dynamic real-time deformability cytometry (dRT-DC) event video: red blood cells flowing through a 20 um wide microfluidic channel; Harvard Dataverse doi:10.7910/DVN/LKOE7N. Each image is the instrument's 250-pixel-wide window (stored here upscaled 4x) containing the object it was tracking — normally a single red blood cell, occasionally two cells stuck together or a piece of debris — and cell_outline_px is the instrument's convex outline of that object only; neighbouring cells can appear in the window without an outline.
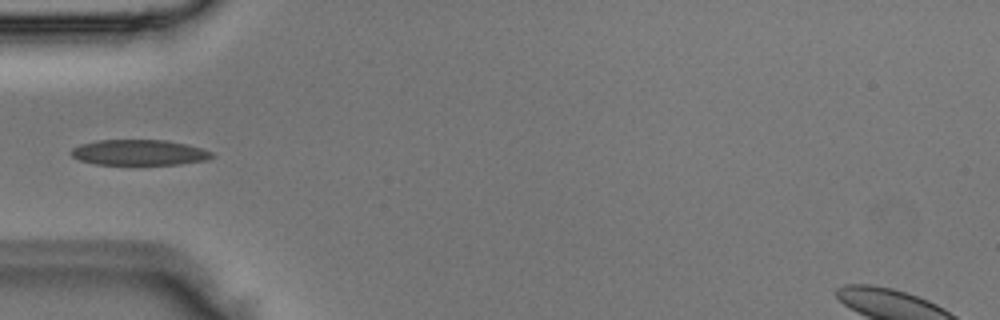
{"species": "Egyptian fruit bat (a non-hibernating species)", "species_latin": "Rousettus aegyptiacus", "temperature_condition": "room temperature", "stored_images_in_passage": 5, "camera_frame_rate_fps": 3000, "um_per_image_px": 0.085, "animal": {"sex": "male"}, "frame": {"image": 1, "passage_image": 5, "time_ms": 1.333, "image_size_px": [1000, 320], "cell_outline_px": [[216, 156], [208, 160], [180, 164], [96, 164], [80, 160], [72, 156], [68, 152], [72, 148], [80, 144], [96, 140], [168, 140], [188, 144], [212, 152]], "centroid_in_image_um": [11.84, 12.95], "position_along_channel_um": 73.2, "area_um2": 21.1}}